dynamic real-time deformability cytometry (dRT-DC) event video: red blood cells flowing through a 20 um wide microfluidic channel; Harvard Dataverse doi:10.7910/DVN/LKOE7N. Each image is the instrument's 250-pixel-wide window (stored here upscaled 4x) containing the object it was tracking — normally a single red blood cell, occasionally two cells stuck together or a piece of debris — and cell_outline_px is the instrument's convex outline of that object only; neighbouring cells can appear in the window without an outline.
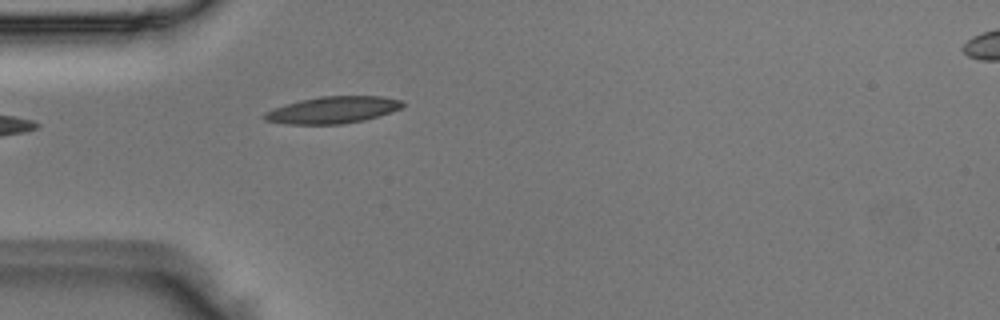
{"species": "Egyptian fruit bat (a non-hibernating species)", "species_latin": "Rousettus aegyptiacus", "temperature_condition": "room temperature", "stored_images_in_passage": 4, "camera_frame_rate_fps": 3000, "um_per_image_px": 0.085, "animal": {"sex": "male"}, "frame": {"image": 1, "passage_image": 4, "time_ms": 1.0, "image_size_px": [1000, 320], "cell_outline_px": [[404, 104], [400, 108], [392, 112], [364, 120], [340, 124], [284, 124], [264, 120], [264, 112], [300, 100], [320, 96], [384, 96], [400, 100]], "centroid_in_image_um": [28.3, 9.34], "position_along_channel_um": 56.7, "area_um2": 21.44}}